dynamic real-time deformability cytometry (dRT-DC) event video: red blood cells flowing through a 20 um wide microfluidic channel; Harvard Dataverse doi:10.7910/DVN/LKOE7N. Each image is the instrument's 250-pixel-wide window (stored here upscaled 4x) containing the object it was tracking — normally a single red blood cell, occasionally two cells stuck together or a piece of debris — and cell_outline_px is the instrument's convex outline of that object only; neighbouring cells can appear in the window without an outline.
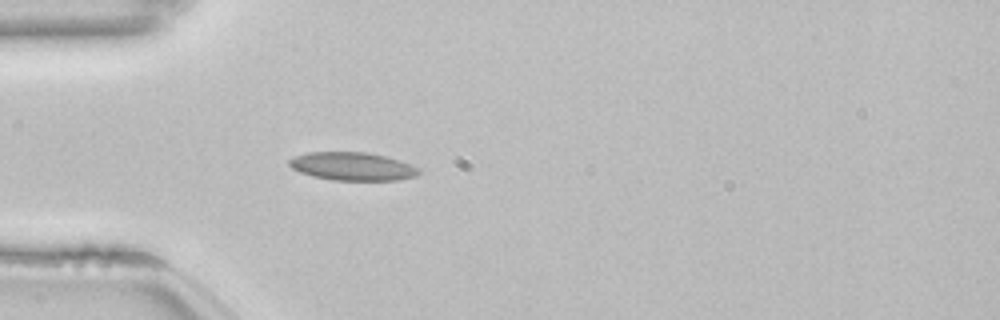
{"species": "common noctule bat (a hibernating species)", "species_latin": "Nyctalus noctula", "temperature_condition": "room temperature", "stored_images_in_passage": 39, "camera_frame_rate_fps": 3000, "um_per_image_px": 0.085, "animal": {"sex": "female", "body_mass_g": 22.7, "forearm_length_mm": 54.2}, "frame": {"image": 1, "passage_image": 1, "time_ms": 0.0, "image_size_px": [1000, 320], "cell_outline_px": [[420, 172], [416, 176], [400, 180], [332, 180], [312, 176], [300, 172], [292, 168], [288, 164], [288, 160], [296, 156], [308, 152], [368, 152], [400, 160], [420, 168]], "centroid_in_image_um": [29.97, 14.14], "position_along_channel_um": 55.0, "area_um2": 21.33}}
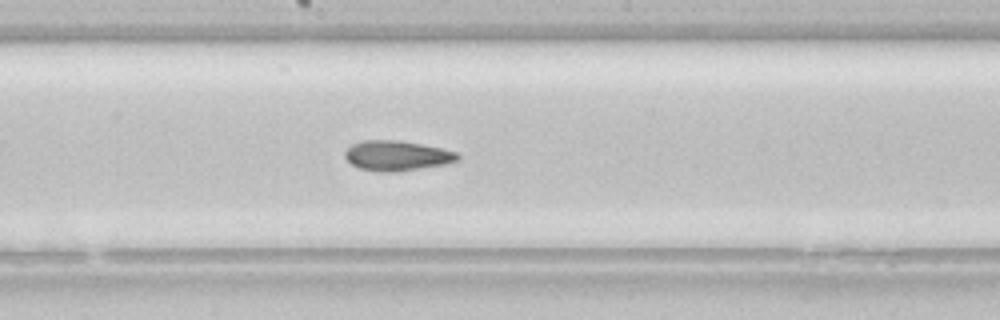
{"frame": {"image": 2, "passage_image": 14, "time_ms": 4.333, "image_size_px": [1000, 320], "cell_outline_px": [[460, 160], [444, 164], [392, 172], [380, 172], [360, 168], [352, 164], [344, 156], [344, 152], [352, 144], [364, 140], [400, 140], [440, 148], [456, 152], [460, 156]], "centroid_in_image_um": [33.72, 13.22], "position_along_channel_um": 214.5, "area_um2": 19.48}}
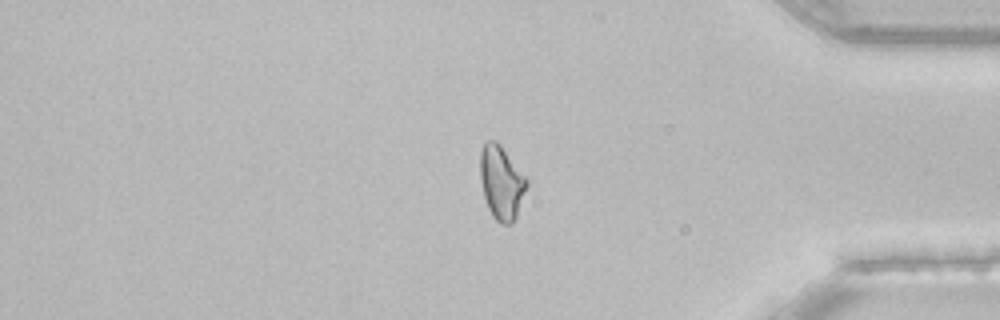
{"frame": {"image": 3, "passage_image": 30, "time_ms": 9.667, "image_size_px": [1000, 320], "cell_outline_px": [[528, 184], [516, 216], [512, 224], [500, 224], [492, 216], [488, 208], [484, 196], [480, 180], [480, 152], [484, 140], [496, 140], [500, 144], [528, 180]], "centroid_in_image_um": [42.6, 15.5], "position_along_channel_um": 392.6, "area_um2": 20.0}, "authors_computed_cell_mechanics": {"area_um2": 19.8254, "velocity_mm_per_s": 3.8404, "shape_relaxation_time_tau1_ms": null, "shape_relaxation_time_tau2_ms": 3.0526, "deformation_change_tau1": null, "deformation_change_tau2": 0.084}}